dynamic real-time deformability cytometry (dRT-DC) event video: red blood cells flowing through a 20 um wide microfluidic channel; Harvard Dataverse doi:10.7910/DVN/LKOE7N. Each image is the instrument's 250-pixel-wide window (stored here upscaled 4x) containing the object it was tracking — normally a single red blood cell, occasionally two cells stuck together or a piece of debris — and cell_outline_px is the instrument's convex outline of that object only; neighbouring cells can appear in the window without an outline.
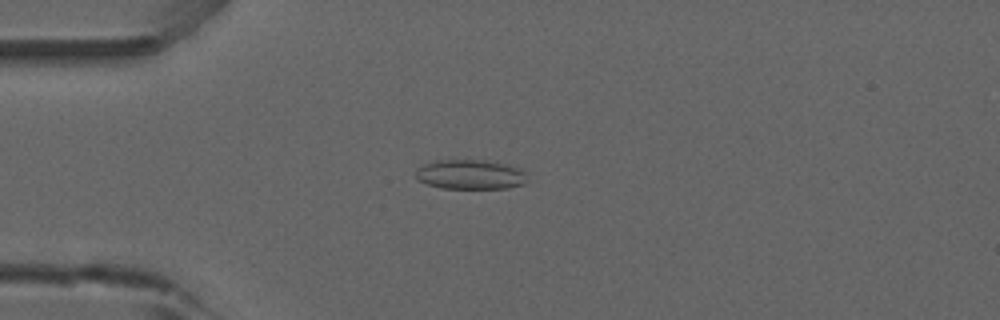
{"species": "common noctule bat (a hibernating species)", "species_latin": "Nyctalus noctula", "temperature_condition": "room temperature", "stored_images_in_passage": 52, "camera_frame_rate_fps": 3000, "um_per_image_px": 0.085, "animal": {"sex": "male", "forearm_length_mm": 52.5}, "frame": {"image": 1, "passage_image": 13, "time_ms": 4.0, "image_size_px": [1000, 320], "cell_outline_px": [[528, 180], [524, 184], [508, 188], [440, 188], [416, 180], [416, 168], [424, 164], [436, 160], [484, 160], [504, 164], [520, 168], [524, 172]], "centroid_in_image_um": [39.96, 14.83], "position_along_channel_um": 45.0, "area_um2": 19.31}}
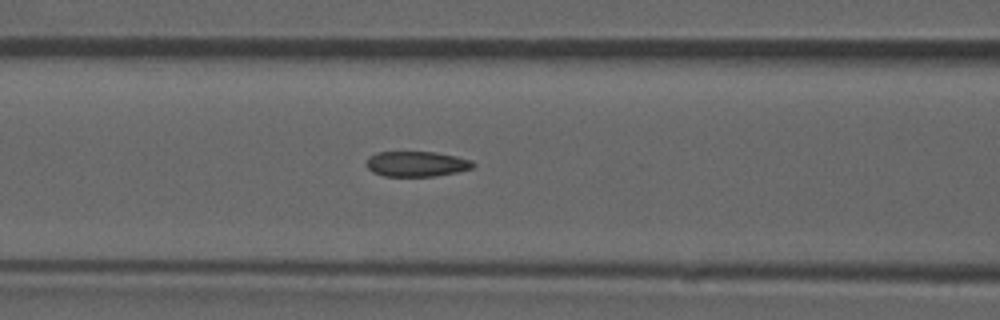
{"frame": {"image": 2, "passage_image": 21, "time_ms": 6.667, "image_size_px": [1000, 320], "cell_outline_px": [[476, 164], [472, 168], [456, 172], [436, 176], [384, 176], [372, 172], [364, 164], [368, 156], [376, 152], [436, 152], [456, 156], [472, 160]], "centroid_in_image_um": [35.38, 13.93], "position_along_channel_um": 131.2, "area_um2": 15.9}}
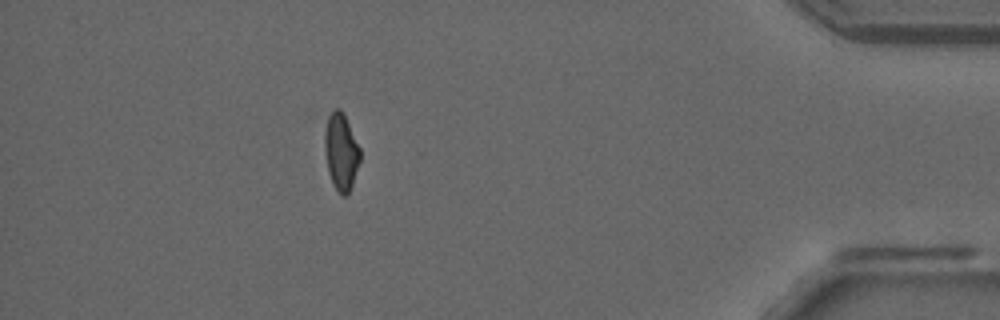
{"frame": {"image": 3, "passage_image": 46, "time_ms": 15.0, "image_size_px": [1000, 320], "cell_outline_px": [[360, 160], [352, 184], [348, 192], [344, 196], [340, 196], [332, 184], [328, 172], [324, 144], [324, 116], [336, 108], [340, 108], [360, 148]], "centroid_in_image_um": [28.94, 12.87], "position_along_channel_um": 406.3, "area_um2": 16.01}, "authors_computed_cell_mechanics": {"area_um2": 16.4152, "velocity_mm_per_s": 3.9163, "shape_relaxation_time_tau1_ms": null, "shape_relaxation_time_tau2_ms": 2.0746, "deformation_change_tau1": null, "deformation_change_tau2": 0.0736}}